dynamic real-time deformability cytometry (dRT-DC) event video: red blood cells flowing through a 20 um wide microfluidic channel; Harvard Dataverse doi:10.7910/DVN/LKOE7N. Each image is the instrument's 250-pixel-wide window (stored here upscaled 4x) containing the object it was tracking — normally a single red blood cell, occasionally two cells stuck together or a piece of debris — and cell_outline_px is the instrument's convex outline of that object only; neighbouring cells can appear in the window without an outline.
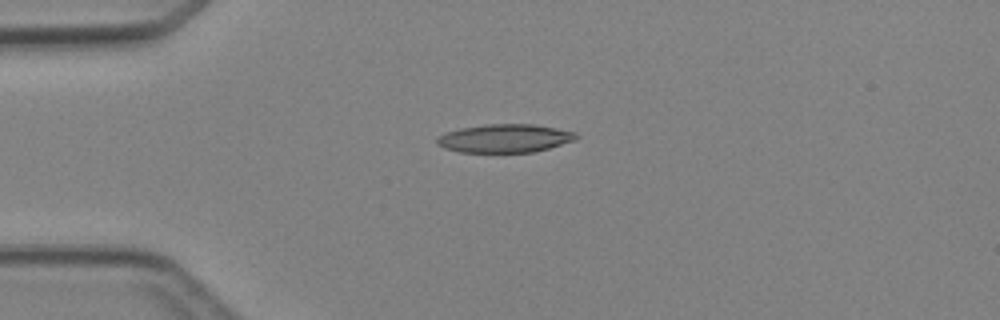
{"species": "Egyptian fruit bat (a non-hibernating species)", "species_latin": "Rousettus aegyptiacus", "temperature_condition": "cold", "stored_images_in_passage": 6, "camera_frame_rate_fps": 3000, "um_per_image_px": 0.085, "animal": {"sex": "female"}, "frame": {"image": 1, "passage_image": 4, "time_ms": 3.667, "image_size_px": [1000, 320], "cell_outline_px": [[580, 136], [576, 140], [548, 148], [532, 152], [460, 152], [444, 148], [436, 144], [436, 136], [444, 132], [460, 128], [488, 124], [532, 124], [556, 128], [576, 132]], "centroid_in_image_um": [42.88, 11.75], "position_along_channel_um": 42.1, "area_um2": 23.12}}
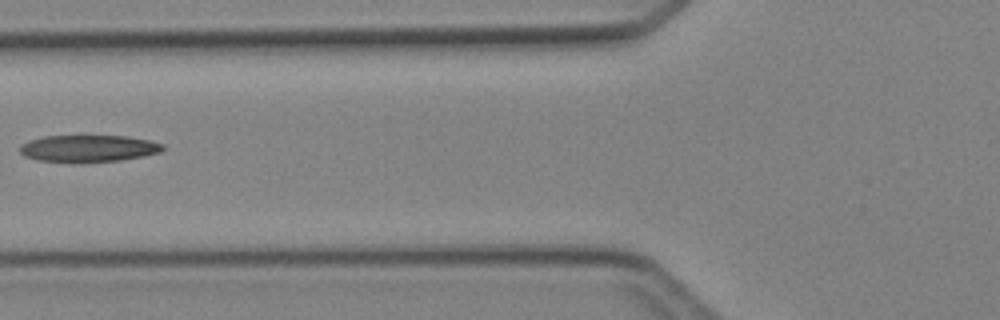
{"frame": {"image": 2, "passage_image": 6, "time_ms": 6.0, "image_size_px": [1000, 320], "cell_outline_px": [[164, 148], [160, 152], [144, 156], [120, 160], [76, 164], [40, 160], [24, 156], [20, 152], [20, 144], [28, 140], [44, 136], [128, 136], [148, 140], [164, 144]], "centroid_in_image_um": [7.49, 12.63], "position_along_channel_um": 118.3, "area_um2": 22.83}}